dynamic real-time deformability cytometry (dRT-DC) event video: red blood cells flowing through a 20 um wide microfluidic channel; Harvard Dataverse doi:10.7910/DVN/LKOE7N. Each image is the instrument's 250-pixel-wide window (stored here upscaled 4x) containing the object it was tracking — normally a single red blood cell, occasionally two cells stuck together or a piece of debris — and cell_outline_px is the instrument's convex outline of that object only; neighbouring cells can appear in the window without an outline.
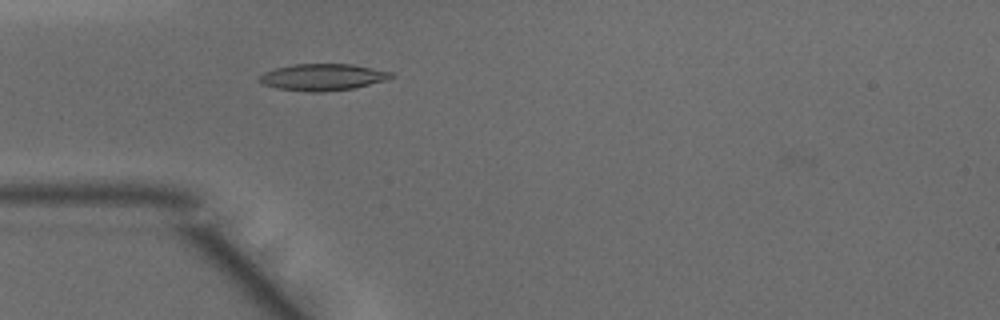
{"species": "common noctule bat (a hibernating species)", "species_latin": "Nyctalus noctula", "temperature_condition": "warm", "stored_images_in_passage": 41, "camera_frame_rate_fps": 3000, "um_per_image_px": 0.085, "animal": {"sex": "male", "body_mass_g": 15.6}, "frame": {"image": 1, "passage_image": 7, "time_ms": 2.0, "image_size_px": [1000, 320], "cell_outline_px": [[396, 76], [388, 80], [352, 88], [324, 92], [312, 92], [276, 88], [260, 84], [256, 80], [256, 76], [264, 72], [276, 68], [292, 64], [352, 64], [392, 72]], "centroid_in_image_um": [27.38, 6.56], "position_along_channel_um": 57.6, "area_um2": 20.75}}
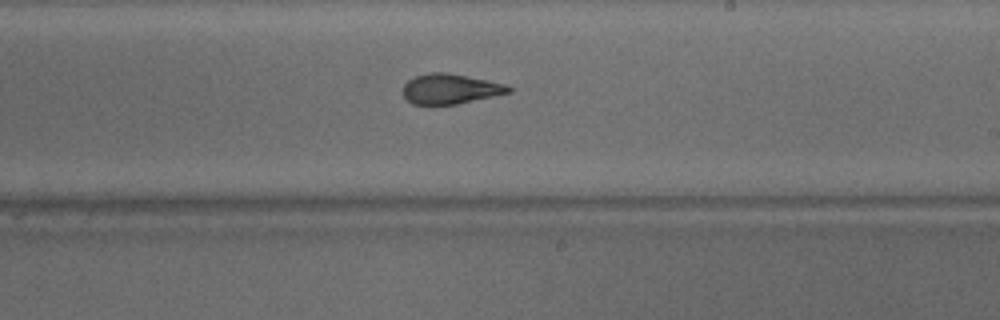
{"frame": {"image": 2, "passage_image": 21, "time_ms": 6.667, "image_size_px": [1000, 320], "cell_outline_px": [[512, 92], [496, 96], [456, 104], [412, 104], [404, 96], [404, 84], [408, 80], [416, 76], [432, 72], [448, 72], [488, 80], [504, 84], [512, 88]], "centroid_in_image_um": [38.31, 7.55], "position_along_channel_um": 250.7, "area_um2": 18.44}}
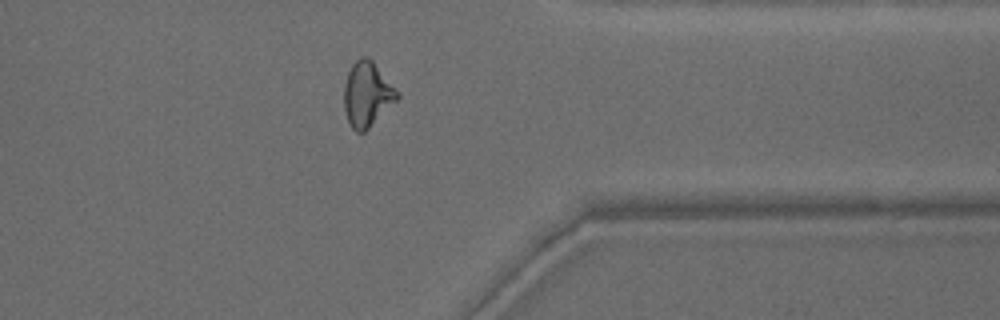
{"frame": {"image": 3, "passage_image": 31, "time_ms": 10.0, "image_size_px": [1000, 320], "cell_outline_px": [[400, 96], [364, 132], [356, 132], [348, 124], [344, 108], [344, 84], [348, 72], [352, 64], [356, 60], [364, 56], [368, 56], [372, 60], [400, 92]], "centroid_in_image_um": [31.19, 8.0], "position_along_channel_um": 380.2, "area_um2": 20.0}, "authors_computed_cell_mechanics": {"area_um2": 19.4786, "velocity_mm_per_s": 4.1911, "shape_relaxation_time_tau1_ms": 8.9842, "shape_relaxation_time_tau2_ms": 1.9232, "deformation_change_tau1": 0.2814, "deformation_change_tau2": 0.0897}}